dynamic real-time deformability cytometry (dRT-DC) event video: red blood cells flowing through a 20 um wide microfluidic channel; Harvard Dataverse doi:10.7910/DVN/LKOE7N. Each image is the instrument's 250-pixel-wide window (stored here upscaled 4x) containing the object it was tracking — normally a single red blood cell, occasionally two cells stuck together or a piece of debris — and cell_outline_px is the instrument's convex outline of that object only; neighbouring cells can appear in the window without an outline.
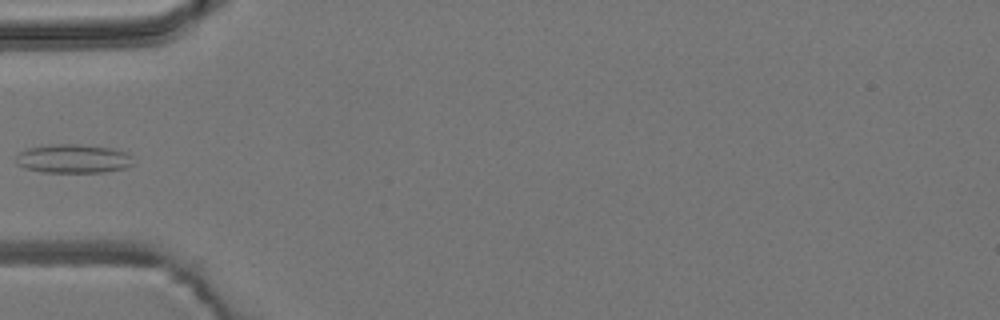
{"species": "common noctule bat (a hibernating species)", "species_latin": "Nyctalus noctula", "temperature_condition": "room temperature", "stored_images_in_passage": 4, "camera_frame_rate_fps": 3000, "um_per_image_px": 0.085, "animal": {"sex": "male", "body_mass_g": 19.2, "forearm_length_mm": 51.8}, "frame": {"image": 1, "passage_image": 3, "time_ms": 3.333, "image_size_px": [1000, 320], "cell_outline_px": [[132, 164], [124, 168], [104, 172], [44, 172], [24, 168], [16, 164], [16, 156], [20, 152], [28, 148], [40, 144], [80, 144], [112, 148], [128, 152], [132, 156]], "centroid_in_image_um": [6.2, 13.47], "position_along_channel_um": 78.8, "area_um2": 19.94}}